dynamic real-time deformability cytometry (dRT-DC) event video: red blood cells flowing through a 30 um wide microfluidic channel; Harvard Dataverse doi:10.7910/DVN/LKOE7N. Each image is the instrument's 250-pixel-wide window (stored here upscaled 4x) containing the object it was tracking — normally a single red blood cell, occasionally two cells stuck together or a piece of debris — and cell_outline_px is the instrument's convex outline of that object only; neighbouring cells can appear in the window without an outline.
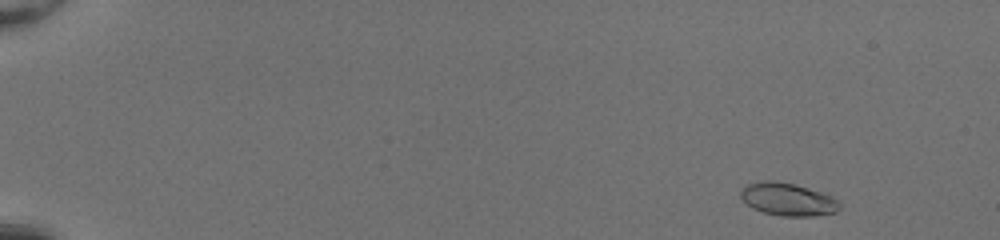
{"species": "common noctule bat (a hibernating species)", "species_latin": "Nyctalus noctula", "temperature_condition": "room temperature", "stored_images_in_passage": 50, "camera_frame_rate_fps": 3000, "um_per_image_px": 0.085, "animal": {"sex": "female", "body_mass_g": 20.0, "forearm_length_mm": 54.0}, "frame": {"image": 1, "passage_image": 3, "time_ms": 0.667, "image_size_px": [1000, 240], "cell_outline_px": [[840, 208], [836, 212], [816, 216], [780, 216], [764, 212], [752, 208], [740, 196], [740, 192], [748, 184], [760, 180], [776, 180], [796, 184], [832, 196], [840, 204]], "centroid_in_image_um": [66.97, 16.94], "position_along_channel_um": 18.0, "area_um2": 18.9}}
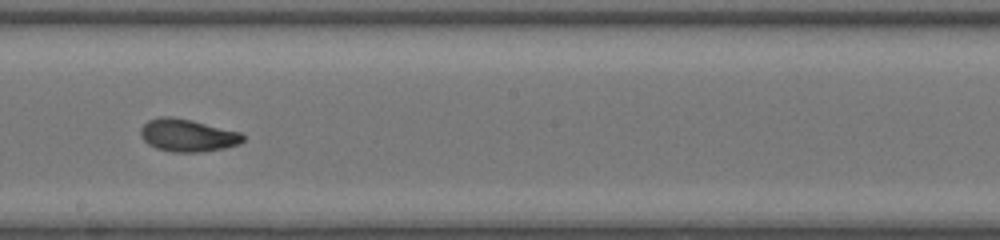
{"frame": {"image": 2, "passage_image": 30, "time_ms": 9.667, "image_size_px": [1000, 240], "cell_outline_px": [[244, 140], [240, 144], [224, 148], [200, 152], [172, 152], [156, 148], [148, 144], [140, 136], [140, 128], [148, 120], [160, 116], [172, 116], [192, 120], [240, 132], [244, 136]], "centroid_in_image_um": [15.92, 11.5], "position_along_channel_um": 232.3, "area_um2": 19.54}}
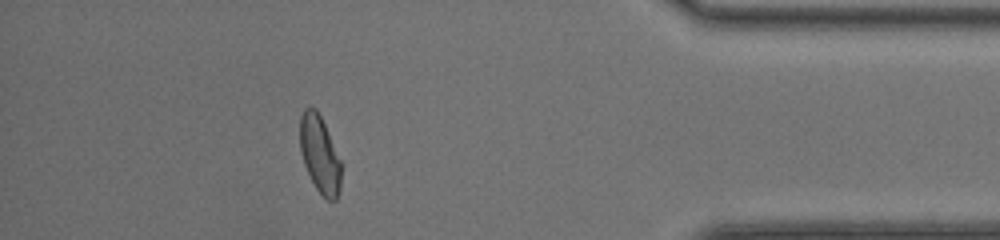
{"frame": {"image": 3, "passage_image": 45, "time_ms": 14.667, "image_size_px": [1000, 240], "cell_outline_px": [[340, 188], [336, 200], [328, 200], [316, 188], [304, 164], [300, 152], [300, 116], [304, 108], [316, 108], [324, 124], [340, 160]], "centroid_in_image_um": [27.16, 13.11], "position_along_channel_um": 408.0, "area_um2": 18.09}, "authors_computed_cell_mechanics": {"area_um2": 18.9295, "velocity_mm_per_s": 4.1697, "shape_relaxation_time_tau1_ms": 3.9167, "shape_relaxation_time_tau2_ms": 1.2798, "deformation_change_tau1": 0.1575, "deformation_change_tau2": 0.0657}}